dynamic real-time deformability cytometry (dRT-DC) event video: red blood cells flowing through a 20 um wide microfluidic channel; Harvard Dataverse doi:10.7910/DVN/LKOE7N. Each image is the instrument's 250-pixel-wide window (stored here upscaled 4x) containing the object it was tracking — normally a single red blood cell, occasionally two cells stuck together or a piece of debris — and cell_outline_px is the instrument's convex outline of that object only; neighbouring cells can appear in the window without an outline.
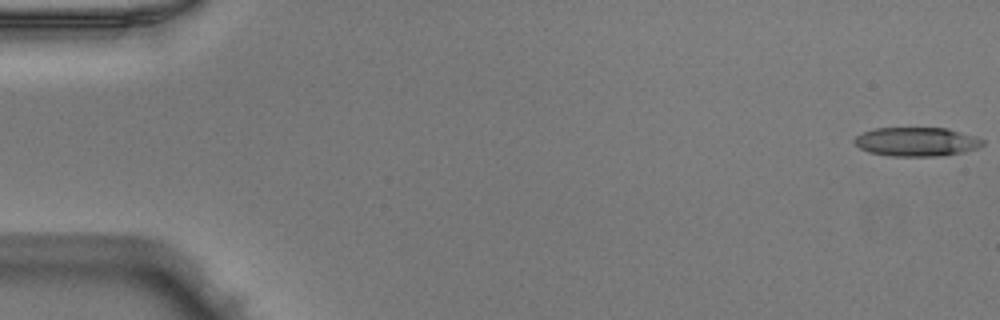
{"species": "Egyptian fruit bat (a non-hibernating species)", "species_latin": "Rousettus aegyptiacus", "temperature_condition": "warm", "stored_images_in_passage": 51, "camera_frame_rate_fps": 3000, "um_per_image_px": 0.085, "animal": {"sex": "male"}, "frame": {"image": 1, "passage_image": 1, "time_ms": 0.0, "image_size_px": [1000, 320], "cell_outline_px": [[984, 144], [976, 148], [964, 152], [944, 156], [892, 156], [868, 152], [860, 148], [852, 140], [856, 136], [864, 132], [876, 128], [944, 128], [972, 136], [984, 140]], "centroid_in_image_um": [77.88, 12.06], "position_along_channel_um": 7.1, "area_um2": 21.44}}
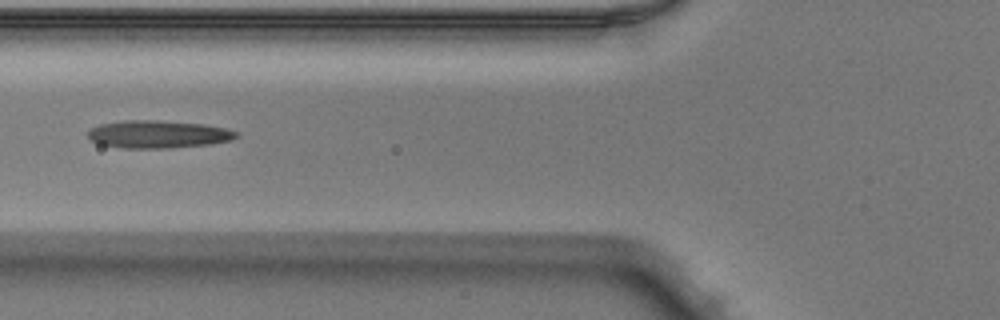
{"frame": {"image": 2, "passage_image": 20, "time_ms": 6.333, "image_size_px": [1000, 320], "cell_outline_px": [[240, 136], [232, 140], [208, 144], [168, 148], [124, 148], [100, 144], [92, 140], [88, 136], [88, 132], [92, 128], [100, 124], [124, 120], [156, 120], [204, 124], [228, 128], [240, 132]], "centroid_in_image_um": [13.5, 11.4], "position_along_channel_um": 112.3, "area_um2": 23.99}}
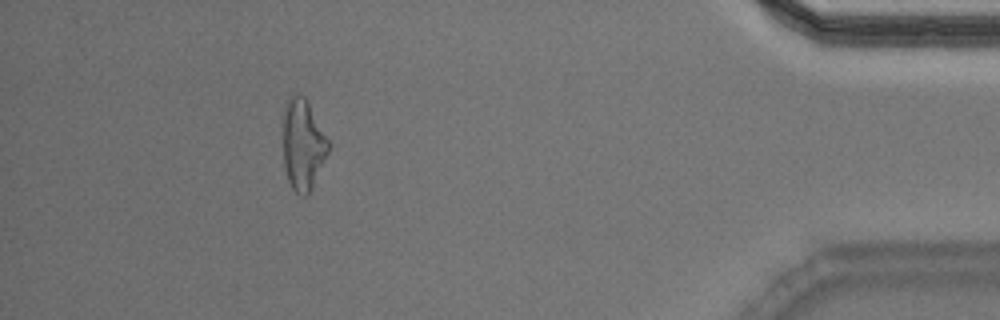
{"frame": {"image": 3, "passage_image": 46, "time_ms": 15.0, "image_size_px": [1000, 320], "cell_outline_px": [[328, 152], [308, 196], [304, 196], [296, 192], [292, 188], [288, 180], [284, 164], [284, 108], [288, 100], [292, 96], [304, 96], [308, 100], [328, 140]], "centroid_in_image_um": [25.75, 12.31], "position_along_channel_um": 409.4, "area_um2": 23.47}, "authors_computed_cell_mechanics": {"area_um2": 23.12, "velocity_mm_per_s": 4.0342, "shape_relaxation_time_tau1_ms": 5.1494, "shape_relaxation_time_tau2_ms": 3.4208, "deformation_change_tau1": 0.1934, "deformation_change_tau2": 0.1577}}